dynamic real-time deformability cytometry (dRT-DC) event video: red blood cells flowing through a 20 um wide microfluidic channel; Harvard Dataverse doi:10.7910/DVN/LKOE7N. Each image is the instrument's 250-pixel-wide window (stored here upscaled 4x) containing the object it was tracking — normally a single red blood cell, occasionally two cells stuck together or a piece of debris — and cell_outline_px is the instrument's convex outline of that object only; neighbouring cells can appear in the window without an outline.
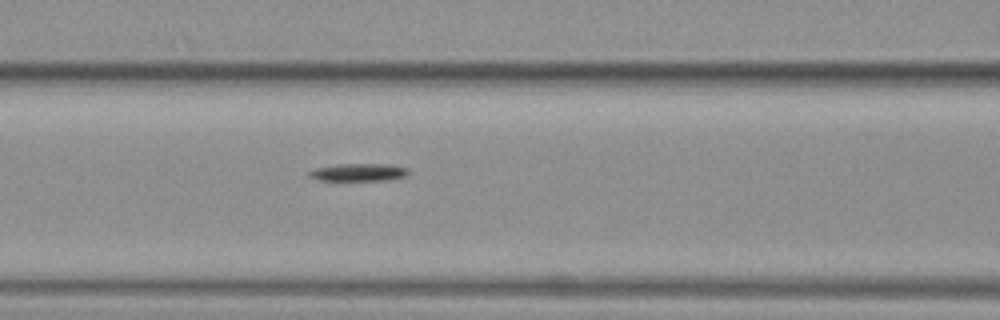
{"species": "common noctule bat (a hibernating species)", "species_latin": "Nyctalus noctula", "temperature_condition": "warm", "stored_images_in_passage": 36, "camera_frame_rate_fps": 3000, "um_per_image_px": 0.085, "animal": {"sex": "female", "body_mass_g": 19.3, "forearm_length_mm": 54.1}, "frame": {"image": 1, "passage_image": 14, "time_ms": 4.333, "image_size_px": [1000, 320], "cell_outline_px": [[408, 172], [404, 176], [388, 180], [320, 180], [308, 176], [308, 172], [316, 168], [336, 164], [388, 164], [408, 168]], "centroid_in_image_um": [30.46, 14.64], "position_along_channel_um": 136.1, "area_um2": 10.06}}
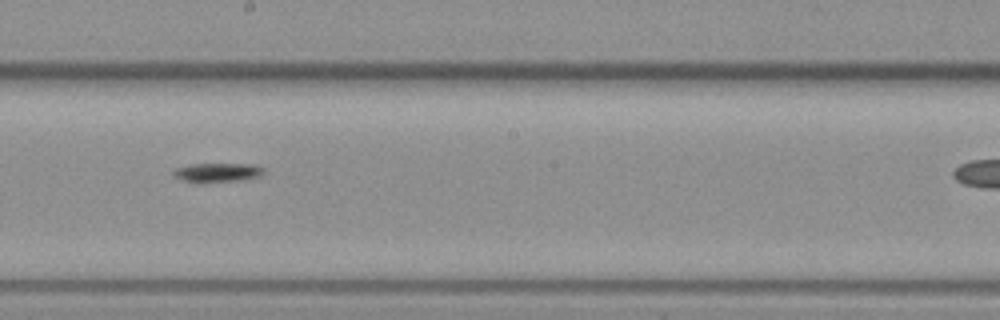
{"frame": {"image": 2, "passage_image": 21, "time_ms": 6.667, "image_size_px": [1000, 320], "cell_outline_px": [[264, 172], [260, 176], [240, 180], [200, 184], [196, 184], [180, 180], [172, 176], [172, 172], [176, 168], [192, 164], [256, 164], [264, 168]], "centroid_in_image_um": [18.42, 14.69], "position_along_channel_um": 229.8, "area_um2": 10.46}}
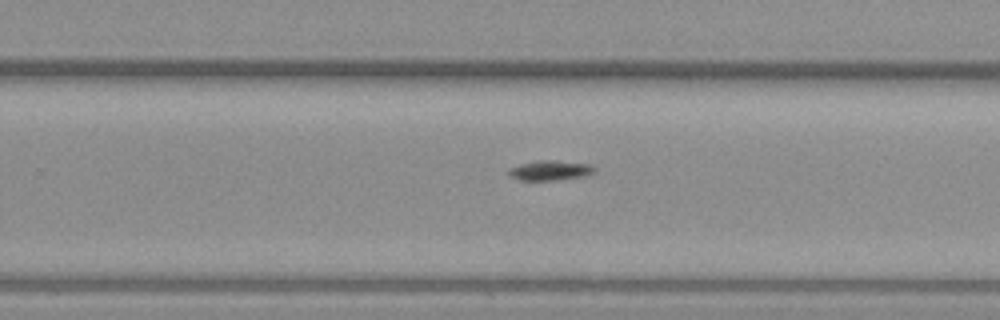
{"frame": {"image": 3, "passage_image": 25, "time_ms": 8.0, "image_size_px": [1000, 320], "cell_outline_px": [[596, 172], [588, 176], [556, 180], [520, 180], [508, 176], [508, 168], [520, 164], [540, 160], [556, 160], [592, 164], [596, 168]], "centroid_in_image_um": [46.81, 14.48], "position_along_channel_um": 283.0, "area_um2": 10.23}}